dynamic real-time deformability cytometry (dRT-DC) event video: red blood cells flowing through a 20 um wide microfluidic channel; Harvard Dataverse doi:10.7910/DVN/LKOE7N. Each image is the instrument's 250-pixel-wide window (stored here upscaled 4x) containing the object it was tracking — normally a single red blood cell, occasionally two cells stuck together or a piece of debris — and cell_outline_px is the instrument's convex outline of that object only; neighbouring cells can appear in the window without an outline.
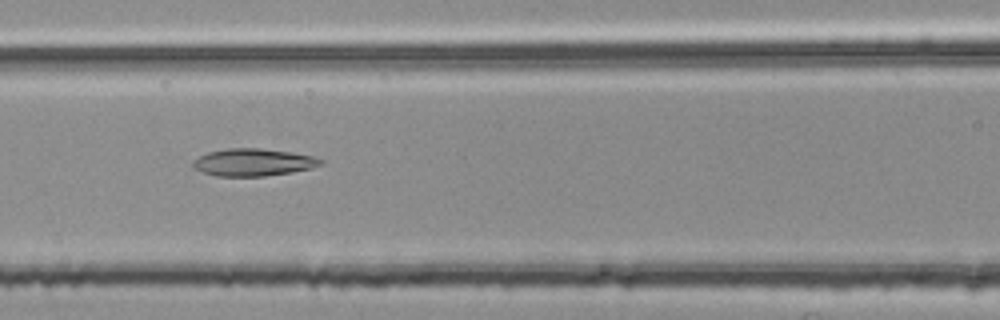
{"species": "common noctule bat (a hibernating species)", "species_latin": "Nyctalus noctula", "temperature_condition": "room temperature", "stored_images_in_passage": 54, "camera_frame_rate_fps": 3000, "um_per_image_px": 0.085, "animal": {"sex": "female", "body_mass_g": 25.1}, "frame": {"image": 1, "passage_image": 24, "time_ms": 7.667, "image_size_px": [1000, 320], "cell_outline_px": [[324, 160], [320, 164], [312, 168], [292, 172], [264, 176], [216, 176], [192, 168], [192, 160], [208, 152], [224, 148], [260, 148], [292, 152], [316, 156]], "centroid_in_image_um": [21.52, 13.79], "position_along_channel_um": 145.1, "area_um2": 20.52}}
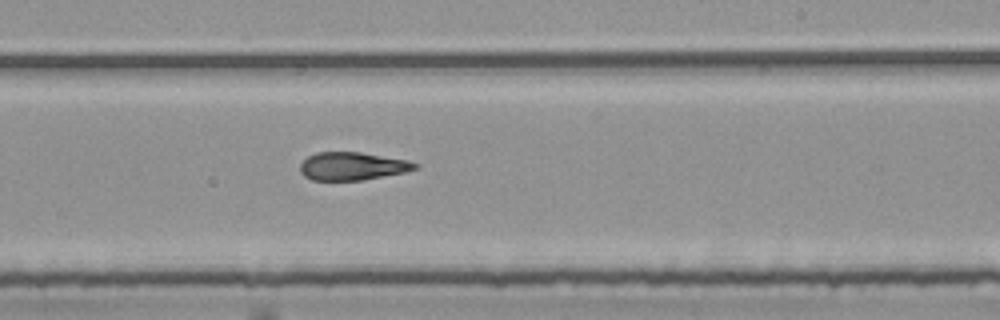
{"frame": {"image": 2, "passage_image": 33, "time_ms": 10.667, "image_size_px": [1000, 320], "cell_outline_px": [[420, 168], [404, 172], [364, 180], [312, 180], [304, 176], [300, 172], [300, 164], [308, 156], [316, 152], [360, 152], [408, 160], [420, 164]], "centroid_in_image_um": [29.97, 14.12], "position_along_channel_um": 259.0, "area_um2": 18.84}}
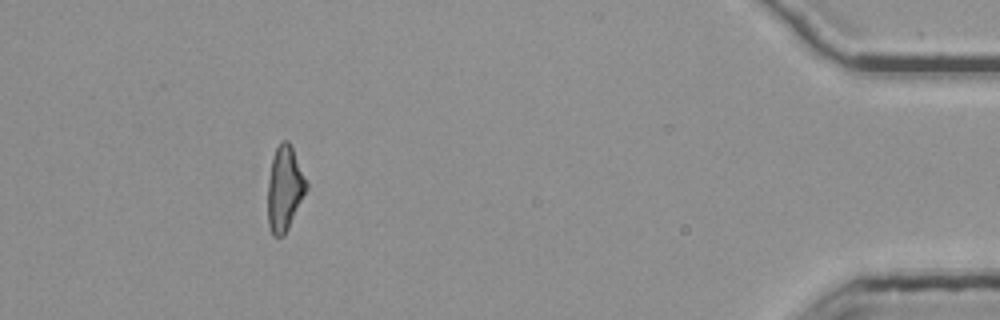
{"frame": {"image": 3, "passage_image": 50, "time_ms": 16.333, "image_size_px": [1000, 320], "cell_outline_px": [[308, 188], [284, 236], [272, 236], [268, 224], [268, 180], [272, 156], [280, 140], [288, 140], [292, 148], [308, 184]], "centroid_in_image_um": [24.18, 16.02], "position_along_channel_um": 411.0, "area_um2": 19.02}, "authors_computed_cell_mechanics": {"area_um2": 19.7676, "velocity_mm_per_s": 3.8153, "shape_relaxation_time_tau1_ms": null, "shape_relaxation_time_tau2_ms": 4.8577, "deformation_change_tau1": null, "deformation_change_tau2": 0.1704}}